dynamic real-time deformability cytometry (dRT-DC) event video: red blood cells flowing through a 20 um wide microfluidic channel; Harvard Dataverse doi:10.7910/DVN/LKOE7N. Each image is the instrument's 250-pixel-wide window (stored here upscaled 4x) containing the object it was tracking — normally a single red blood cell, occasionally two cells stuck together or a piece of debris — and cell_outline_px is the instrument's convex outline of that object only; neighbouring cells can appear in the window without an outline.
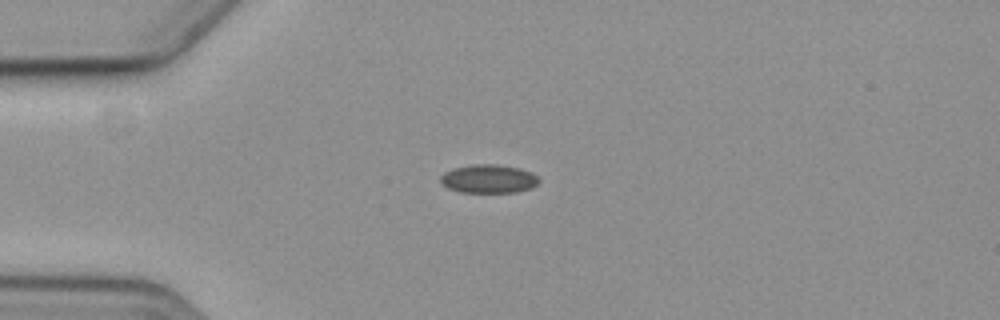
{"species": "common noctule bat (a hibernating species)", "species_latin": "Nyctalus noctula", "temperature_condition": "cold", "stored_images_in_passage": 8, "camera_frame_rate_fps": 3000, "um_per_image_px": 0.085, "animal": {"sex": "female", "body_mass_g": 19.3, "forearm_length_mm": 54.1}, "frame": {"image": 1, "passage_image": 1, "time_ms": 0.0, "image_size_px": [1000, 320], "cell_outline_px": [[540, 180], [532, 188], [516, 192], [460, 192], [448, 188], [440, 184], [440, 176], [444, 172], [452, 168], [472, 164], [496, 164], [520, 168], [532, 172]], "centroid_in_image_um": [41.5, 15.19], "position_along_channel_um": 43.5, "area_um2": 16.53}}
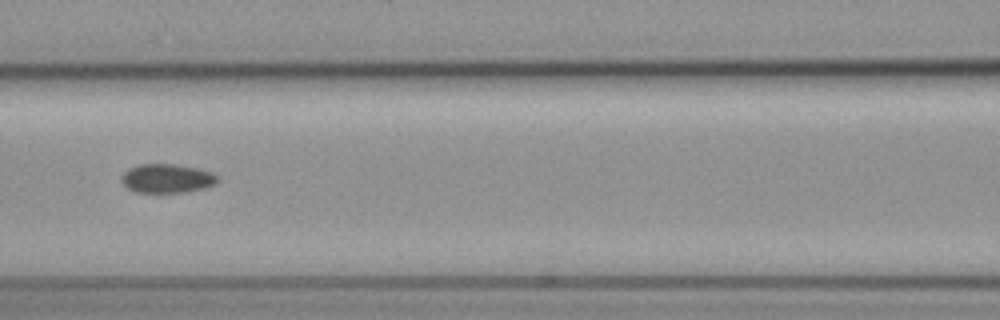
{"frame": {"image": 2, "passage_image": 4, "time_ms": 3.667, "image_size_px": [1000, 320], "cell_outline_px": [[220, 180], [216, 184], [204, 188], [188, 192], [136, 192], [128, 188], [120, 180], [120, 176], [128, 168], [140, 164], [176, 164], [200, 168], [212, 172], [220, 176]], "centroid_in_image_um": [14.24, 15.15], "position_along_channel_um": 152.4, "area_um2": 16.53}}
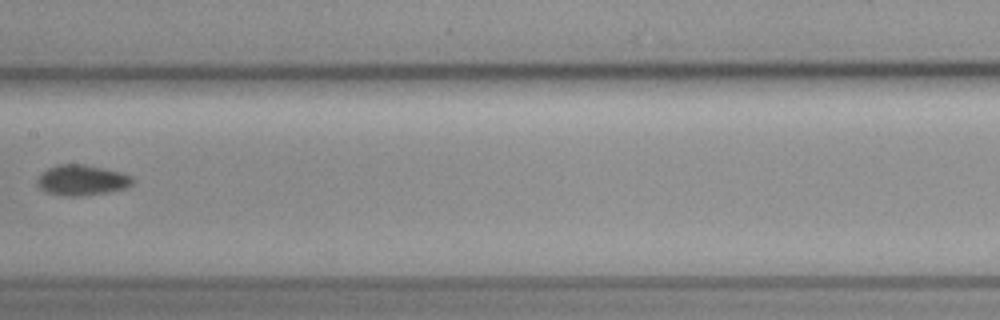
{"frame": {"image": 3, "passage_image": 5, "time_ms": 5.0, "image_size_px": [1000, 320], "cell_outline_px": [[136, 180], [132, 184], [124, 188], [104, 192], [80, 196], [68, 196], [48, 192], [40, 188], [36, 184], [36, 180], [48, 168], [56, 164], [84, 164], [104, 168], [120, 172], [132, 176]], "centroid_in_image_um": [6.96, 15.29], "position_along_channel_um": 200.4, "area_um2": 16.76}}